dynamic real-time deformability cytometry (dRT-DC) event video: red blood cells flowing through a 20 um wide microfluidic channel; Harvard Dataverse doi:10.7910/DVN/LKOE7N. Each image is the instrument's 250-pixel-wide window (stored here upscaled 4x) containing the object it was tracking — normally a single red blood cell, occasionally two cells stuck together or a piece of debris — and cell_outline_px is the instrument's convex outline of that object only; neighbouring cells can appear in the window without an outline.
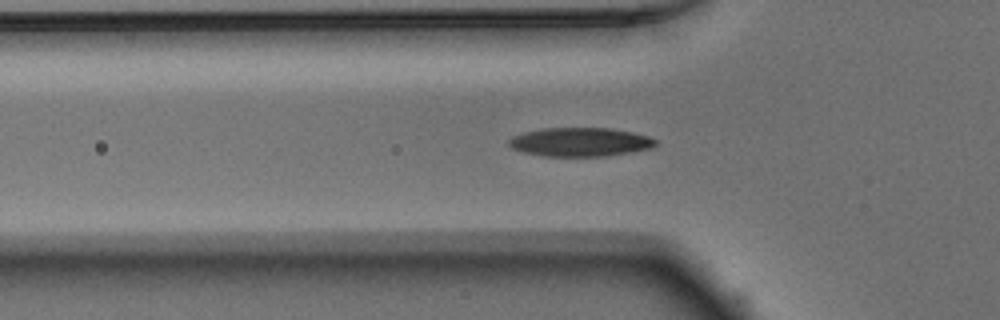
{"species": "Egyptian fruit bat (a non-hibernating species)", "species_latin": "Rousettus aegyptiacus", "temperature_condition": "warm", "stored_images_in_passage": 34, "camera_frame_rate_fps": 3000, "um_per_image_px": 0.085, "animal": {"sex": "male"}, "frame": {"image": 1, "passage_image": 6, "time_ms": 1.667, "image_size_px": [1000, 320], "cell_outline_px": [[656, 144], [652, 148], [632, 152], [604, 156], [540, 156], [524, 152], [512, 148], [508, 144], [508, 140], [512, 136], [524, 132], [540, 128], [612, 128], [632, 132], [648, 136], [656, 140]], "centroid_in_image_um": [49.29, 12.07], "position_along_channel_um": 76.5, "area_um2": 24.74}}
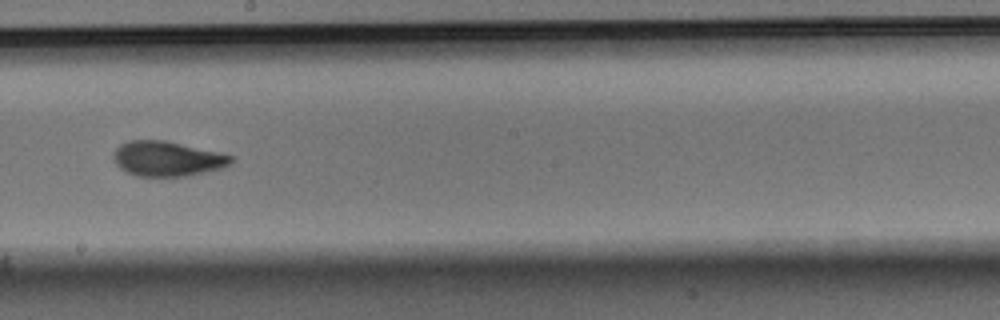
{"frame": {"image": 2, "passage_image": 18, "time_ms": 5.667, "image_size_px": [1000, 320], "cell_outline_px": [[232, 160], [224, 168], [188, 176], [136, 176], [120, 168], [116, 164], [112, 156], [112, 152], [120, 144], [128, 140], [164, 140], [220, 152], [232, 156]], "centroid_in_image_um": [14.19, 13.49], "position_along_channel_um": 234.0, "area_um2": 24.04}}
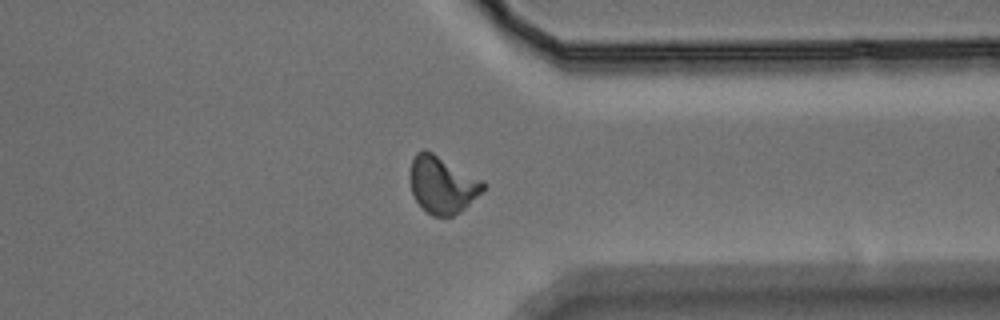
{"frame": {"image": 3, "passage_image": 29, "time_ms": 9.333, "image_size_px": [1000, 320], "cell_outline_px": [[488, 184], [460, 212], [452, 216], [432, 216], [416, 200], [412, 192], [408, 176], [412, 160], [416, 152], [424, 148], [432, 152], [484, 180]], "centroid_in_image_um": [37.58, 15.67], "position_along_channel_um": 373.8, "area_um2": 24.33}}